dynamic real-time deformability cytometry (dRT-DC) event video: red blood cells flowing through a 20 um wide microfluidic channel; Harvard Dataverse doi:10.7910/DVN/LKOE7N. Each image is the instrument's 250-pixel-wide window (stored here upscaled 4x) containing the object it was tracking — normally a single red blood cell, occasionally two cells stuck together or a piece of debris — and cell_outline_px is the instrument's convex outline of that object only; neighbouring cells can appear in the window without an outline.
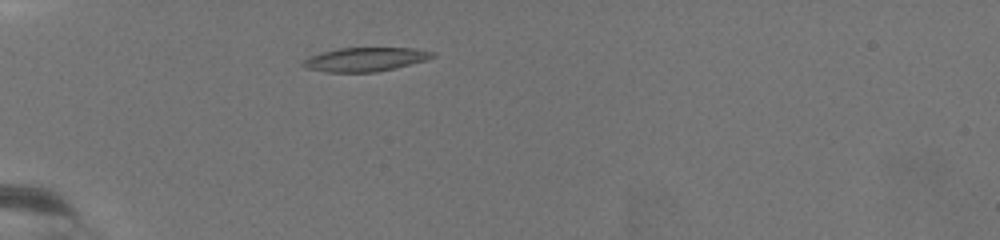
{"species": "common noctule bat (a hibernating species)", "species_latin": "Nyctalus noctula", "temperature_condition": "warm", "stored_images_in_passage": 30, "camera_frame_rate_fps": 3000, "um_per_image_px": 0.085, "animal": {"sex": "female", "body_mass_g": 19.5, "forearm_length_mm": 54.1}, "frame": {"image": 1, "passage_image": 1, "time_ms": 0.0, "image_size_px": [1000, 240], "cell_outline_px": [[436, 56], [424, 60], [396, 68], [376, 72], [328, 72], [308, 68], [300, 64], [308, 56], [340, 48], [412, 48], [436, 52]], "centroid_in_image_um": [31.06, 5.05], "position_along_channel_um": 53.9, "area_um2": 17.86}}